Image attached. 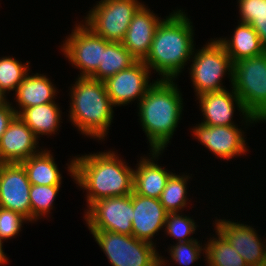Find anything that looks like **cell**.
<instances>
[{
	"label": "cell",
	"mask_w": 266,
	"mask_h": 266,
	"mask_svg": "<svg viewBox=\"0 0 266 266\" xmlns=\"http://www.w3.org/2000/svg\"><path fill=\"white\" fill-rule=\"evenodd\" d=\"M78 156L67 168L75 183L86 190L87 208L100 199L133 193L134 169L114 151Z\"/></svg>",
	"instance_id": "6da1fadb"
},
{
	"label": "cell",
	"mask_w": 266,
	"mask_h": 266,
	"mask_svg": "<svg viewBox=\"0 0 266 266\" xmlns=\"http://www.w3.org/2000/svg\"><path fill=\"white\" fill-rule=\"evenodd\" d=\"M192 22L183 10H175L158 25L143 62L164 80H176L194 52Z\"/></svg>",
	"instance_id": "7a4b0ae2"
},
{
	"label": "cell",
	"mask_w": 266,
	"mask_h": 266,
	"mask_svg": "<svg viewBox=\"0 0 266 266\" xmlns=\"http://www.w3.org/2000/svg\"><path fill=\"white\" fill-rule=\"evenodd\" d=\"M173 81L155 80L137 103L139 120L151 151L165 150L181 120L182 94Z\"/></svg>",
	"instance_id": "3957f363"
},
{
	"label": "cell",
	"mask_w": 266,
	"mask_h": 266,
	"mask_svg": "<svg viewBox=\"0 0 266 266\" xmlns=\"http://www.w3.org/2000/svg\"><path fill=\"white\" fill-rule=\"evenodd\" d=\"M70 89V121L83 135L103 140L113 122L115 107L105 83L90 77H78Z\"/></svg>",
	"instance_id": "277c9868"
},
{
	"label": "cell",
	"mask_w": 266,
	"mask_h": 266,
	"mask_svg": "<svg viewBox=\"0 0 266 266\" xmlns=\"http://www.w3.org/2000/svg\"><path fill=\"white\" fill-rule=\"evenodd\" d=\"M112 266H165L156 245L112 231L89 230Z\"/></svg>",
	"instance_id": "5b68a950"
},
{
	"label": "cell",
	"mask_w": 266,
	"mask_h": 266,
	"mask_svg": "<svg viewBox=\"0 0 266 266\" xmlns=\"http://www.w3.org/2000/svg\"><path fill=\"white\" fill-rule=\"evenodd\" d=\"M232 87L247 112L266 122V52L233 63Z\"/></svg>",
	"instance_id": "8992f818"
},
{
	"label": "cell",
	"mask_w": 266,
	"mask_h": 266,
	"mask_svg": "<svg viewBox=\"0 0 266 266\" xmlns=\"http://www.w3.org/2000/svg\"><path fill=\"white\" fill-rule=\"evenodd\" d=\"M203 46L205 47L198 51L194 49L193 55H195L190 60L192 64L190 65L189 73L196 96L205 92L227 89L221 83L226 74L230 77L232 85L233 63L224 46L217 38L210 40V43L208 42V44L206 43ZM195 51L197 52L195 53Z\"/></svg>",
	"instance_id": "52a82bcc"
},
{
	"label": "cell",
	"mask_w": 266,
	"mask_h": 266,
	"mask_svg": "<svg viewBox=\"0 0 266 266\" xmlns=\"http://www.w3.org/2000/svg\"><path fill=\"white\" fill-rule=\"evenodd\" d=\"M142 5L138 0H101L88 12L83 23L109 42H122Z\"/></svg>",
	"instance_id": "ba28073f"
},
{
	"label": "cell",
	"mask_w": 266,
	"mask_h": 266,
	"mask_svg": "<svg viewBox=\"0 0 266 266\" xmlns=\"http://www.w3.org/2000/svg\"><path fill=\"white\" fill-rule=\"evenodd\" d=\"M63 41L61 51L69 62L80 69L78 77H90L102 62L103 51L109 43L97 36L84 23L75 25L71 34Z\"/></svg>",
	"instance_id": "9c48e42d"
},
{
	"label": "cell",
	"mask_w": 266,
	"mask_h": 266,
	"mask_svg": "<svg viewBox=\"0 0 266 266\" xmlns=\"http://www.w3.org/2000/svg\"><path fill=\"white\" fill-rule=\"evenodd\" d=\"M133 214L132 193L93 202L86 210L84 219L89 230H105L132 235Z\"/></svg>",
	"instance_id": "30bf717a"
},
{
	"label": "cell",
	"mask_w": 266,
	"mask_h": 266,
	"mask_svg": "<svg viewBox=\"0 0 266 266\" xmlns=\"http://www.w3.org/2000/svg\"><path fill=\"white\" fill-rule=\"evenodd\" d=\"M31 184L21 163H0V207L18 212L31 222Z\"/></svg>",
	"instance_id": "8fae6325"
},
{
	"label": "cell",
	"mask_w": 266,
	"mask_h": 266,
	"mask_svg": "<svg viewBox=\"0 0 266 266\" xmlns=\"http://www.w3.org/2000/svg\"><path fill=\"white\" fill-rule=\"evenodd\" d=\"M231 91L229 92L225 89L222 91L205 92L197 96L196 100H199L201 113L205 119L201 124L207 126L236 125L232 121L235 106L240 111V114L242 112L245 123L252 124L254 122H260L255 116L247 112L233 88Z\"/></svg>",
	"instance_id": "7c38bea8"
},
{
	"label": "cell",
	"mask_w": 266,
	"mask_h": 266,
	"mask_svg": "<svg viewBox=\"0 0 266 266\" xmlns=\"http://www.w3.org/2000/svg\"><path fill=\"white\" fill-rule=\"evenodd\" d=\"M150 74L149 67L143 61H137L128 69L105 80L112 104L116 107L124 106L136 99L140 102L154 83L149 81Z\"/></svg>",
	"instance_id": "4fadbf2b"
},
{
	"label": "cell",
	"mask_w": 266,
	"mask_h": 266,
	"mask_svg": "<svg viewBox=\"0 0 266 266\" xmlns=\"http://www.w3.org/2000/svg\"><path fill=\"white\" fill-rule=\"evenodd\" d=\"M192 130V135L217 158L228 161L248 151L244 131L237 125L207 126L199 123Z\"/></svg>",
	"instance_id": "5bb4252c"
},
{
	"label": "cell",
	"mask_w": 266,
	"mask_h": 266,
	"mask_svg": "<svg viewBox=\"0 0 266 266\" xmlns=\"http://www.w3.org/2000/svg\"><path fill=\"white\" fill-rule=\"evenodd\" d=\"M214 225L215 230L231 244L248 266L266 265V244H263L252 226L230 219H217Z\"/></svg>",
	"instance_id": "9a60e30c"
},
{
	"label": "cell",
	"mask_w": 266,
	"mask_h": 266,
	"mask_svg": "<svg viewBox=\"0 0 266 266\" xmlns=\"http://www.w3.org/2000/svg\"><path fill=\"white\" fill-rule=\"evenodd\" d=\"M38 140L24 121L15 115L0 139V163H20L38 154Z\"/></svg>",
	"instance_id": "2e32d148"
},
{
	"label": "cell",
	"mask_w": 266,
	"mask_h": 266,
	"mask_svg": "<svg viewBox=\"0 0 266 266\" xmlns=\"http://www.w3.org/2000/svg\"><path fill=\"white\" fill-rule=\"evenodd\" d=\"M132 235L154 244L153 237L165 225L168 212L160 199L144 197L133 191Z\"/></svg>",
	"instance_id": "e0dca14e"
},
{
	"label": "cell",
	"mask_w": 266,
	"mask_h": 266,
	"mask_svg": "<svg viewBox=\"0 0 266 266\" xmlns=\"http://www.w3.org/2000/svg\"><path fill=\"white\" fill-rule=\"evenodd\" d=\"M145 6L135 13L121 42L138 61L149 54L155 31L163 20Z\"/></svg>",
	"instance_id": "ac0fdd59"
},
{
	"label": "cell",
	"mask_w": 266,
	"mask_h": 266,
	"mask_svg": "<svg viewBox=\"0 0 266 266\" xmlns=\"http://www.w3.org/2000/svg\"><path fill=\"white\" fill-rule=\"evenodd\" d=\"M151 158L140 157L138 166L134 170L133 191L144 197L160 199L169 177L173 174L155 163L161 151H150Z\"/></svg>",
	"instance_id": "d6986e66"
},
{
	"label": "cell",
	"mask_w": 266,
	"mask_h": 266,
	"mask_svg": "<svg viewBox=\"0 0 266 266\" xmlns=\"http://www.w3.org/2000/svg\"><path fill=\"white\" fill-rule=\"evenodd\" d=\"M29 73L15 91L14 99L19 107V111L14 107L16 115H19L25 108L55 102L54 98L58 91L50 79L44 74L29 75Z\"/></svg>",
	"instance_id": "ffe728a7"
},
{
	"label": "cell",
	"mask_w": 266,
	"mask_h": 266,
	"mask_svg": "<svg viewBox=\"0 0 266 266\" xmlns=\"http://www.w3.org/2000/svg\"><path fill=\"white\" fill-rule=\"evenodd\" d=\"M217 40L224 46L232 63L266 52L257 32L249 23L245 22H239L231 39L219 38Z\"/></svg>",
	"instance_id": "44dd1931"
},
{
	"label": "cell",
	"mask_w": 266,
	"mask_h": 266,
	"mask_svg": "<svg viewBox=\"0 0 266 266\" xmlns=\"http://www.w3.org/2000/svg\"><path fill=\"white\" fill-rule=\"evenodd\" d=\"M61 113L58 104L51 102L25 108L18 116L40 139V135H52L59 130Z\"/></svg>",
	"instance_id": "7402d4cb"
},
{
	"label": "cell",
	"mask_w": 266,
	"mask_h": 266,
	"mask_svg": "<svg viewBox=\"0 0 266 266\" xmlns=\"http://www.w3.org/2000/svg\"><path fill=\"white\" fill-rule=\"evenodd\" d=\"M50 150H42L20 162L31 185H61L62 176Z\"/></svg>",
	"instance_id": "603a6c76"
},
{
	"label": "cell",
	"mask_w": 266,
	"mask_h": 266,
	"mask_svg": "<svg viewBox=\"0 0 266 266\" xmlns=\"http://www.w3.org/2000/svg\"><path fill=\"white\" fill-rule=\"evenodd\" d=\"M137 61L121 42H109L103 51L102 62L90 78L104 82Z\"/></svg>",
	"instance_id": "cb8c5ba5"
},
{
	"label": "cell",
	"mask_w": 266,
	"mask_h": 266,
	"mask_svg": "<svg viewBox=\"0 0 266 266\" xmlns=\"http://www.w3.org/2000/svg\"><path fill=\"white\" fill-rule=\"evenodd\" d=\"M205 244L207 266H248L241 255L218 232Z\"/></svg>",
	"instance_id": "d4e9b609"
},
{
	"label": "cell",
	"mask_w": 266,
	"mask_h": 266,
	"mask_svg": "<svg viewBox=\"0 0 266 266\" xmlns=\"http://www.w3.org/2000/svg\"><path fill=\"white\" fill-rule=\"evenodd\" d=\"M189 175H176L173 173L162 191L160 202L168 213L181 212L187 207V181ZM182 209V210H181Z\"/></svg>",
	"instance_id": "484cf974"
},
{
	"label": "cell",
	"mask_w": 266,
	"mask_h": 266,
	"mask_svg": "<svg viewBox=\"0 0 266 266\" xmlns=\"http://www.w3.org/2000/svg\"><path fill=\"white\" fill-rule=\"evenodd\" d=\"M240 21L249 23L266 50V0H238Z\"/></svg>",
	"instance_id": "4316f807"
},
{
	"label": "cell",
	"mask_w": 266,
	"mask_h": 266,
	"mask_svg": "<svg viewBox=\"0 0 266 266\" xmlns=\"http://www.w3.org/2000/svg\"><path fill=\"white\" fill-rule=\"evenodd\" d=\"M61 185H31L29 198L31 203V221H38L40 217L50 214L54 200Z\"/></svg>",
	"instance_id": "83f0119b"
},
{
	"label": "cell",
	"mask_w": 266,
	"mask_h": 266,
	"mask_svg": "<svg viewBox=\"0 0 266 266\" xmlns=\"http://www.w3.org/2000/svg\"><path fill=\"white\" fill-rule=\"evenodd\" d=\"M29 61L25 64L13 57L0 58V88L7 94L10 91H16L20 83L27 75Z\"/></svg>",
	"instance_id": "f1b7e54d"
},
{
	"label": "cell",
	"mask_w": 266,
	"mask_h": 266,
	"mask_svg": "<svg viewBox=\"0 0 266 266\" xmlns=\"http://www.w3.org/2000/svg\"><path fill=\"white\" fill-rule=\"evenodd\" d=\"M178 212L168 213L165 220L164 232L170 237H174L179 242H186L196 240L191 237V234H194L196 231V225L194 220L191 217L180 215Z\"/></svg>",
	"instance_id": "f546056e"
},
{
	"label": "cell",
	"mask_w": 266,
	"mask_h": 266,
	"mask_svg": "<svg viewBox=\"0 0 266 266\" xmlns=\"http://www.w3.org/2000/svg\"><path fill=\"white\" fill-rule=\"evenodd\" d=\"M200 241L192 240L186 242H177L175 245L170 246L169 254L172 259L178 265L189 266L196 262L202 254H205V247L199 243Z\"/></svg>",
	"instance_id": "4dcf8cb0"
},
{
	"label": "cell",
	"mask_w": 266,
	"mask_h": 266,
	"mask_svg": "<svg viewBox=\"0 0 266 266\" xmlns=\"http://www.w3.org/2000/svg\"><path fill=\"white\" fill-rule=\"evenodd\" d=\"M29 220L22 214L0 207V239L8 240L19 234L23 222Z\"/></svg>",
	"instance_id": "1f68e13d"
},
{
	"label": "cell",
	"mask_w": 266,
	"mask_h": 266,
	"mask_svg": "<svg viewBox=\"0 0 266 266\" xmlns=\"http://www.w3.org/2000/svg\"><path fill=\"white\" fill-rule=\"evenodd\" d=\"M9 102L7 105L0 106V139L6 131L10 121L16 115L14 106Z\"/></svg>",
	"instance_id": "d6a6232c"
},
{
	"label": "cell",
	"mask_w": 266,
	"mask_h": 266,
	"mask_svg": "<svg viewBox=\"0 0 266 266\" xmlns=\"http://www.w3.org/2000/svg\"><path fill=\"white\" fill-rule=\"evenodd\" d=\"M3 240L0 239V265L7 264L8 258L6 257L5 252H3Z\"/></svg>",
	"instance_id": "836d02e7"
},
{
	"label": "cell",
	"mask_w": 266,
	"mask_h": 266,
	"mask_svg": "<svg viewBox=\"0 0 266 266\" xmlns=\"http://www.w3.org/2000/svg\"><path fill=\"white\" fill-rule=\"evenodd\" d=\"M7 100L6 93L0 88V106L7 105L9 103Z\"/></svg>",
	"instance_id": "e575fe53"
}]
</instances>
